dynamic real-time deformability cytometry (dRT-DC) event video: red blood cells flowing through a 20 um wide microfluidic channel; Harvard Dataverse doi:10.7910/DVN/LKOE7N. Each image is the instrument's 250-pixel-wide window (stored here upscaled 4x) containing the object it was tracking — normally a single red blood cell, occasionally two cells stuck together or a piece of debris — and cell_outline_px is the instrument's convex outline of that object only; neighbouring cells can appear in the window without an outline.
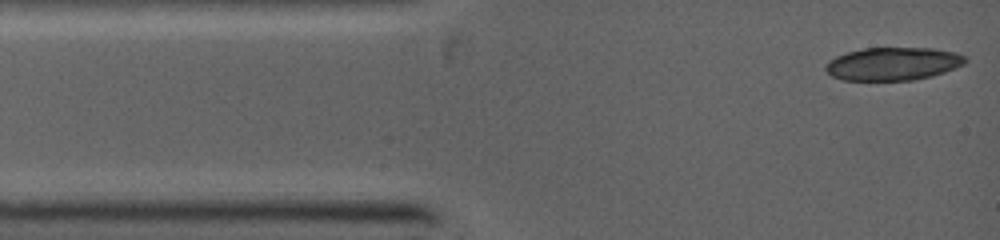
{"species": "common noctule bat (a hibernating species)", "species_latin": "Nyctalus noctula", "temperature_condition": "warm", "stored_images_in_passage": 7, "camera_frame_rate_fps": 5000, "um_per_image_px": 0.085, "animal": {"sex": "female", "body_mass_g": 19.0, "forearm_length_mm": 53.3}, "frame": {"image": 1, "passage_image": 1, "time_ms": 0.0, "image_size_px": [1000, 240], "cell_outline_px": [[968, 60], [964, 64], [956, 68], [932, 76], [912, 80], [844, 80], [832, 76], [824, 68], [828, 60], [836, 56], [848, 52], [864, 48], [932, 48], [956, 52], [964, 56]], "centroid_in_image_um": [75.92, 5.42], "position_along_channel_um": 9.1, "area_um2": 26.88}}